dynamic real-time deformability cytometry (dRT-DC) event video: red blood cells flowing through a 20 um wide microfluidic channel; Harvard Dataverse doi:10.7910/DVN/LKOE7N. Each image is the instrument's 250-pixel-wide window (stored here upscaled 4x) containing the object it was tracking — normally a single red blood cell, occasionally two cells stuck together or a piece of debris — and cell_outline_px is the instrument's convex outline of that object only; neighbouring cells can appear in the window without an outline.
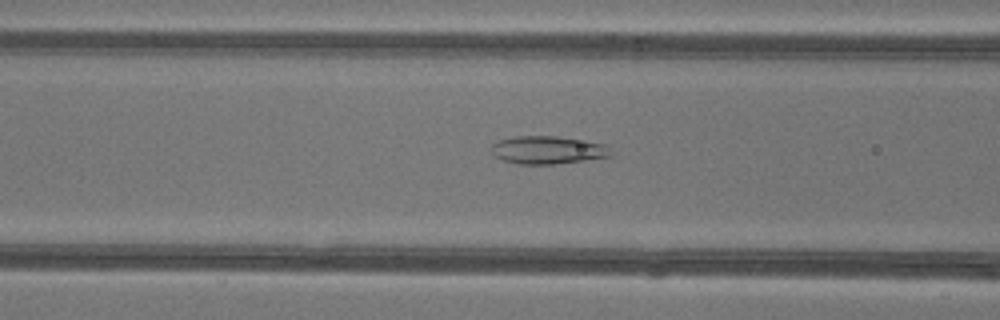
{"species": "common noctule bat (a hibernating species)", "species_latin": "Nyctalus noctula", "temperature_condition": "warm", "stored_images_in_passage": 49, "camera_frame_rate_fps": 3000, "um_per_image_px": 0.085, "animal": {"sex": "female"}, "frame": {"image": 1, "passage_image": 21, "time_ms": 6.667, "image_size_px": [1000, 320], "cell_outline_px": [[608, 156], [584, 160], [556, 164], [516, 164], [504, 160], [496, 156], [488, 148], [492, 144], [500, 140], [516, 136], [556, 136], [608, 144]], "centroid_in_image_um": [46.5, 12.74], "position_along_channel_um": 120.1, "area_um2": 19.25}}
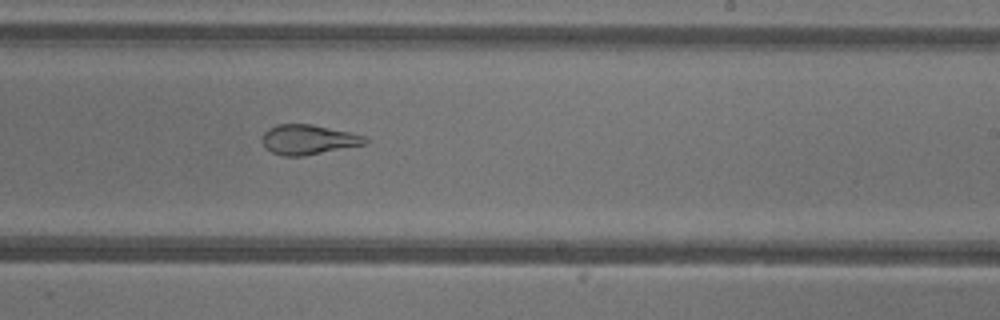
{"frame": {"image": 2, "passage_image": 31, "time_ms": 10.0, "image_size_px": [1000, 320], "cell_outline_px": [[368, 144], [304, 156], [284, 156], [272, 152], [264, 148], [260, 140], [260, 136], [268, 128], [276, 124], [312, 124], [348, 132], [364, 136], [368, 140]], "centroid_in_image_um": [26.15, 11.87], "position_along_channel_um": 262.8, "area_um2": 18.15}}
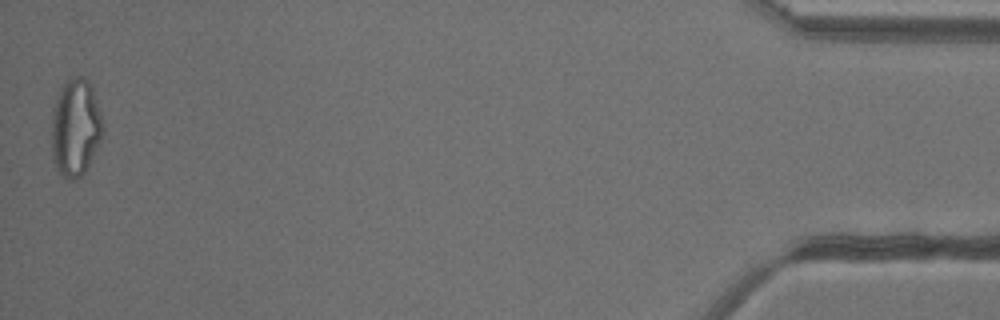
{"frame": {"image": 3, "passage_image": 49, "time_ms": 16.0, "image_size_px": [1000, 320], "cell_outline_px": [[104, 132], [84, 172], [76, 180], [68, 180], [60, 176], [56, 168], [52, 156], [52, 108], [64, 84], [68, 80], [76, 76], [84, 76], [88, 80], [92, 88], [100, 112], [104, 128]], "centroid_in_image_um": [6.41, 10.87], "position_along_channel_um": 428.8, "area_um2": 28.96}, "authors_computed_cell_mechanics": {"area_um2": 24.6806, "velocity_mm_per_s": 4.2947, "shape_relaxation_time_tau1_ms": null, "shape_relaxation_time_tau2_ms": 1.6659, "deformation_change_tau1": null, "deformation_change_tau2": 0.0995}}